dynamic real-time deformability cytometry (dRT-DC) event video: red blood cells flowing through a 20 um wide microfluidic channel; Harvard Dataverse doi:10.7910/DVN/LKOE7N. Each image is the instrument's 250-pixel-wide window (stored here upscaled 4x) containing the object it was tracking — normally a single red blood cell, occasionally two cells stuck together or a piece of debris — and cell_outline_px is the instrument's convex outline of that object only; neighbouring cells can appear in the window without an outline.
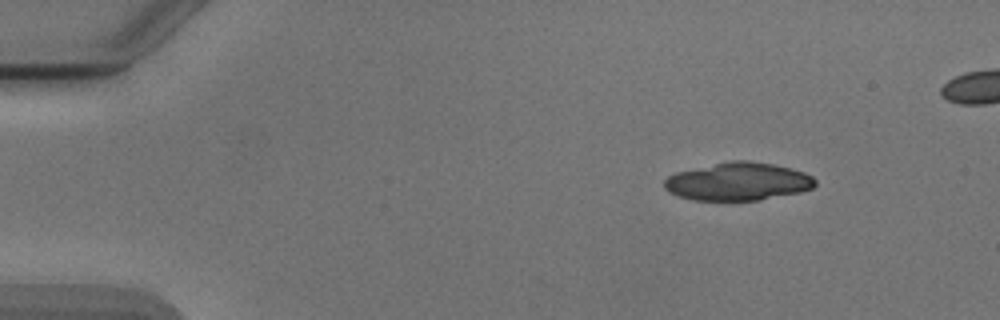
{"species": "Egyptian fruit bat (a non-hibernating species)", "species_latin": "Rousettus aegyptiacus", "temperature_condition": "cold", "stored_images_in_passage": 20, "camera_frame_rate_fps": 3000, "um_per_image_px": 0.085, "animal": {"sex": "male"}, "frame": {"image": 1, "passage_image": 6, "time_ms": 1.667, "image_size_px": [1000, 320], "cell_outline_px": [[816, 184], [812, 188], [800, 192], [760, 200], [692, 200], [668, 192], [664, 188], [664, 180], [668, 176], [676, 172], [732, 160], [748, 160], [772, 164], [792, 168], [804, 172], [812, 176], [816, 180]], "centroid_in_image_um": [62.74, 15.43], "position_along_channel_um": 22.3, "area_um2": 33.35}}